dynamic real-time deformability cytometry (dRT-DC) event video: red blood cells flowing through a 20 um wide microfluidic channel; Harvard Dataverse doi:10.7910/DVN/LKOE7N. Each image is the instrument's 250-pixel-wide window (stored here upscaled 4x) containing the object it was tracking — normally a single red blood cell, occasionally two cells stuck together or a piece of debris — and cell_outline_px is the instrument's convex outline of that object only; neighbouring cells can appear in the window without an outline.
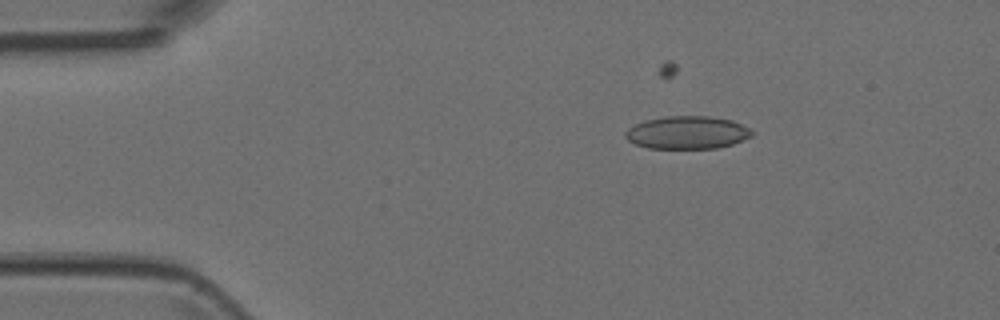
{"species": "Egyptian fruit bat (a non-hibernating species)", "species_latin": "Rousettus aegyptiacus", "temperature_condition": "room temperature", "stored_images_in_passage": 9, "camera_frame_rate_fps": 3000, "um_per_image_px": 0.085, "animal": {"sex": "female"}, "frame": {"image": 1, "passage_image": 1, "time_ms": 0.0, "image_size_px": [1000, 320], "cell_outline_px": [[756, 132], [752, 136], [744, 140], [732, 144], [716, 148], [648, 148], [636, 144], [628, 140], [624, 136], [624, 132], [628, 128], [644, 120], [664, 116], [708, 116], [732, 120]], "centroid_in_image_um": [58.42, 11.26], "position_along_channel_um": 26.6, "area_um2": 24.28}}
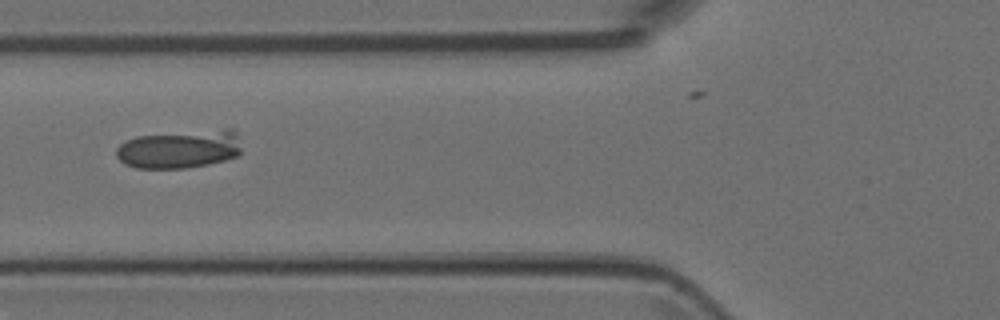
{"frame": {"image": 2, "passage_image": 4, "time_ms": 1.0, "image_size_px": [1000, 320], "cell_outline_px": [[240, 156], [208, 164], [184, 168], [136, 168], [124, 164], [116, 156], [116, 148], [124, 140], [136, 136], [228, 128], [232, 128], [236, 132], [240, 148]], "centroid_in_image_um": [15.25, 12.67], "position_along_channel_um": 110.5, "area_um2": 28.15}}
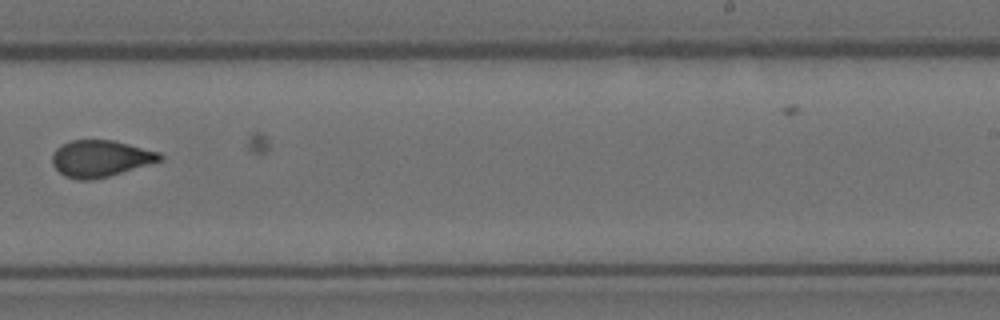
{"frame": {"image": 3, "passage_image": 8, "time_ms": 2.333, "image_size_px": [1000, 320], "cell_outline_px": [[164, 160], [108, 176], [92, 180], [76, 180], [64, 176], [52, 164], [52, 156], [56, 148], [72, 140], [112, 140], [160, 152], [164, 156]], "centroid_in_image_um": [8.55, 13.48], "position_along_channel_um": 280.4, "area_um2": 22.95}}